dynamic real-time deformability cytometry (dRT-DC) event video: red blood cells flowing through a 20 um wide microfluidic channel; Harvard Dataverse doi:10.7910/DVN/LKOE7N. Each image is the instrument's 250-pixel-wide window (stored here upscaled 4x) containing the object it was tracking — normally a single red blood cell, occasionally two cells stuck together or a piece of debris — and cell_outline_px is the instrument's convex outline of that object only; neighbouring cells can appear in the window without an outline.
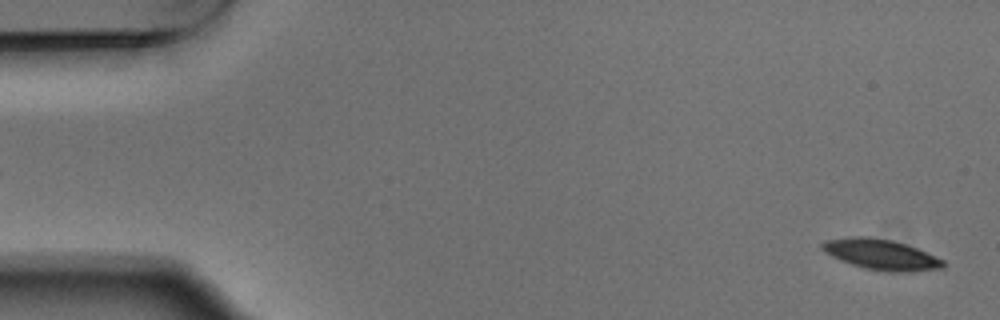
{"species": "Egyptian fruit bat (a non-hibernating species)", "species_latin": "Rousettus aegyptiacus", "temperature_condition": "warm", "stored_images_in_passage": 4, "segment_of_instrument_passage": [2, 2], "camera_frame_rate_fps": 3000, "um_per_image_px": 0.085, "animal": {"sex": "male"}, "frame": {"image": 1, "passage_image": 4, "time_ms": 1.0, "image_size_px": [1000, 320], "cell_outline_px": [[944, 268], [908, 272], [888, 272], [864, 268], [840, 260], [824, 252], [820, 248], [820, 244], [824, 240], [852, 236], [872, 236], [892, 240], [916, 248], [944, 260]], "centroid_in_image_um": [74.85, 21.62], "position_along_channel_um": 10.2, "area_um2": 21.62}}